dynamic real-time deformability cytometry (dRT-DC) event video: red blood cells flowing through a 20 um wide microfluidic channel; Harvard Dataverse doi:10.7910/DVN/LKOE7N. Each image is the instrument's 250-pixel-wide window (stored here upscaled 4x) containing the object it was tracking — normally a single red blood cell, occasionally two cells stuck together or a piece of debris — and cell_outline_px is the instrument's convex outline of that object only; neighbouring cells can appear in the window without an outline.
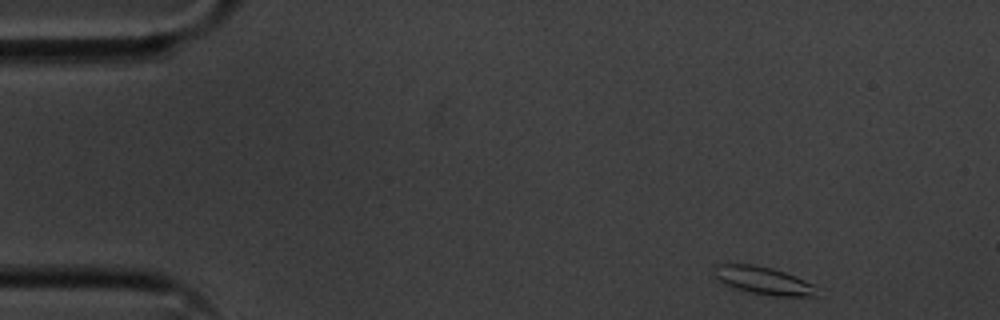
{"species": "common noctule bat (a hibernating species)", "species_latin": "Nyctalus noctula", "temperature_condition": "cold", "stored_images_in_passage": 51, "camera_frame_rate_fps": 3000, "um_per_image_px": 0.085, "animal": {"sex": "male", "body_mass_g": 20.1, "forearm_length_mm": 53.5}, "frame": {"image": 1, "passage_image": 1, "time_ms": 0.0, "image_size_px": [1000, 320], "cell_outline_px": [[816, 296], [772, 296], [728, 288], [716, 280], [716, 264], [752, 264], [772, 268], [784, 272], [812, 284]], "centroid_in_image_um": [64.79, 23.85], "position_along_channel_um": 20.2, "area_um2": 16.42}}
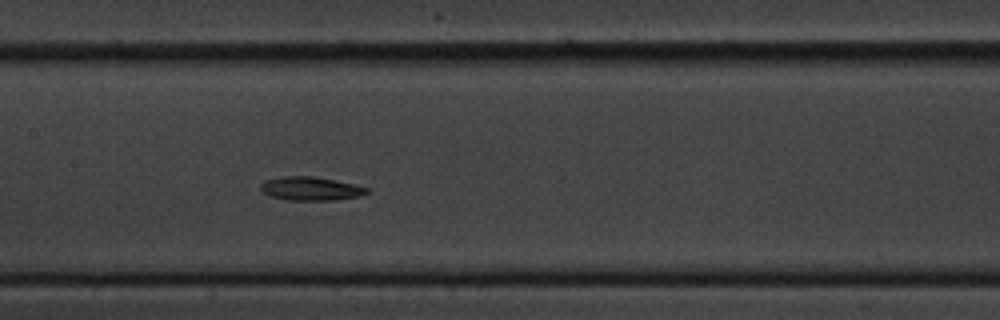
{"frame": {"image": 2, "passage_image": 22, "time_ms": 7.0, "image_size_px": [1000, 320], "cell_outline_px": [[368, 192], [360, 196], [332, 200], [288, 200], [272, 196], [264, 192], [260, 188], [260, 184], [264, 180], [284, 176], [312, 176], [352, 184], [368, 188]], "centroid_in_image_um": [26.37, 16.03], "position_along_channel_um": 181.0, "area_um2": 14.33}}
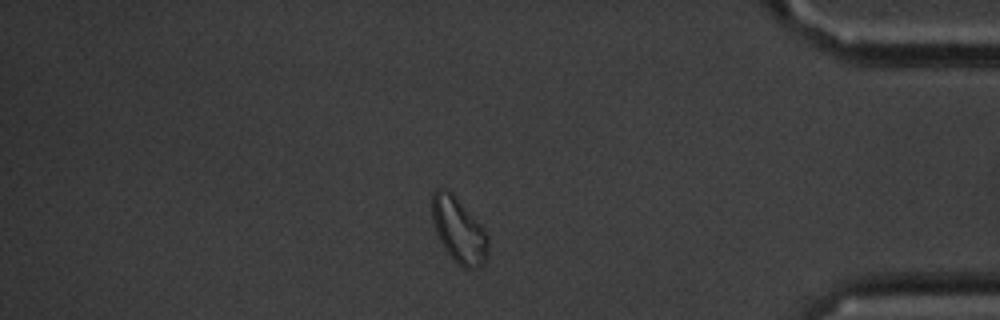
{"frame": {"image": 3, "passage_image": 43, "time_ms": 14.0, "image_size_px": [1000, 320], "cell_outline_px": [[488, 256], [484, 264], [480, 268], [464, 268], [444, 248], [436, 232], [432, 220], [432, 192], [436, 188], [444, 188], [452, 192], [480, 224], [488, 236]], "centroid_in_image_um": [39.0, 19.55], "position_along_channel_um": 396.2, "area_um2": 21.15}, "authors_computed_cell_mechanics": {"area_um2": 15.4326, "velocity_mm_per_s": 3.5249, "shape_relaxation_time_tau1_ms": 4.7891, "shape_relaxation_time_tau2_ms": null, "deformation_change_tau1": 0.1162, "deformation_change_tau2": null}}